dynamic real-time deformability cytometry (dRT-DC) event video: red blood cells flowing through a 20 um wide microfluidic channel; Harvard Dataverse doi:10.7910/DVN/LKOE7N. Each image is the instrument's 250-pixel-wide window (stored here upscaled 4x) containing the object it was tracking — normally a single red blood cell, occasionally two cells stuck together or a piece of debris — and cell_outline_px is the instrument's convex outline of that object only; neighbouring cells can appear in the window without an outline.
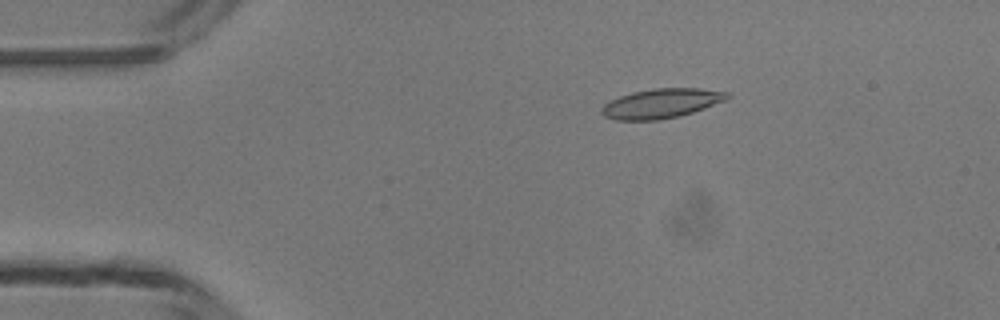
{"species": "common noctule bat (a hibernating species)", "species_latin": "Nyctalus noctula", "temperature_condition": "room temperature", "stored_images_in_passage": 5, "camera_frame_rate_fps": 3000, "um_per_image_px": 0.085, "animal": {"sex": "male", "body_mass_g": 13.3}, "frame": {"image": 1, "passage_image": 3, "time_ms": 2.333, "image_size_px": [1000, 320], "cell_outline_px": [[732, 96], [724, 100], [704, 108], [680, 116], [660, 120], [616, 120], [604, 116], [600, 112], [600, 108], [604, 104], [620, 96], [632, 92], [652, 88], [700, 88], [728, 92]], "centroid_in_image_um": [56.19, 8.79], "position_along_channel_um": 28.8, "area_um2": 21.62}}
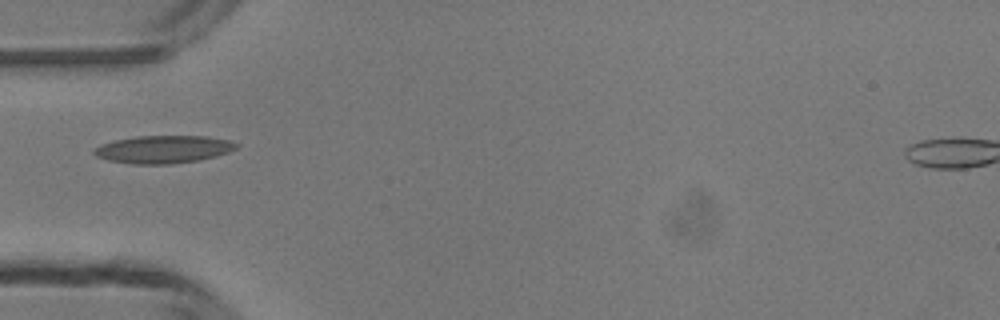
{"frame": {"image": 2, "passage_image": 5, "time_ms": 4.667, "image_size_px": [1000, 320], "cell_outline_px": [[240, 144], [236, 148], [228, 152], [216, 156], [196, 160], [168, 164], [132, 164], [108, 160], [96, 156], [92, 152], [92, 148], [100, 144], [116, 140], [136, 136], [208, 136], [232, 140]], "centroid_in_image_um": [13.88, 12.68], "position_along_channel_um": 71.1, "area_um2": 23.06}}